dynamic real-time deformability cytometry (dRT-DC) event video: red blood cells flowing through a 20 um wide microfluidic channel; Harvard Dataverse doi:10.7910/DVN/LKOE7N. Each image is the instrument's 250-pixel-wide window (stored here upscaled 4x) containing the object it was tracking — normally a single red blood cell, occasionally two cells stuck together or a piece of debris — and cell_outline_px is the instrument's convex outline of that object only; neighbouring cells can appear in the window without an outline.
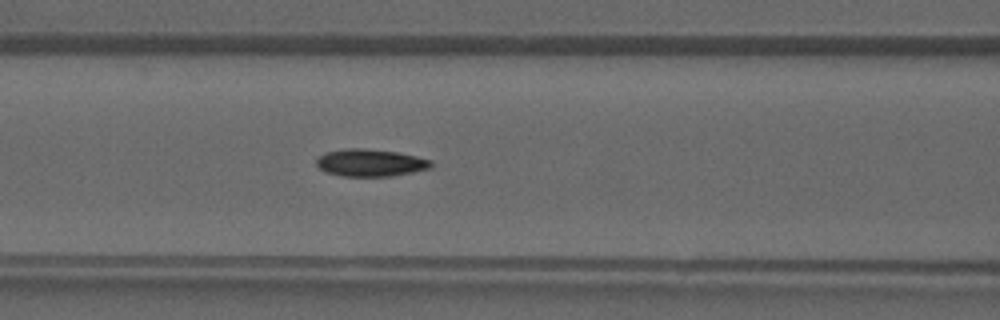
{"species": "common noctule bat (a hibernating species)", "species_latin": "Nyctalus noctula", "temperature_condition": "warm", "stored_images_in_passage": 43, "camera_frame_rate_fps": 3000, "um_per_image_px": 0.085, "animal": {"sex": "male", "forearm_length_mm": 52.5}, "frame": {"image": 1, "passage_image": 18, "time_ms": 5.667, "image_size_px": [1000, 320], "cell_outline_px": [[432, 168], [392, 176], [340, 176], [324, 172], [316, 164], [316, 160], [324, 152], [344, 148], [364, 148], [396, 152], [416, 156], [432, 160]], "centroid_in_image_um": [31.46, 13.83], "position_along_channel_um": 135.1, "area_um2": 18.38}}
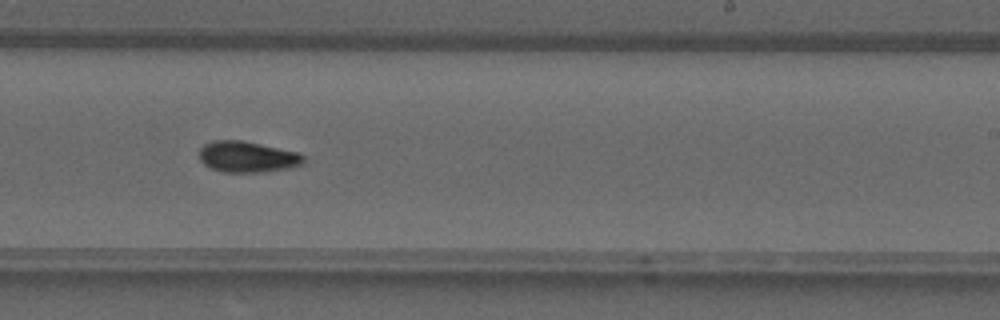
{"frame": {"image": 2, "passage_image": 26, "time_ms": 8.333, "image_size_px": [1000, 320], "cell_outline_px": [[304, 164], [288, 168], [264, 172], [224, 172], [212, 168], [204, 164], [200, 160], [200, 148], [204, 144], [212, 140], [244, 140], [300, 152], [304, 156]], "centroid_in_image_um": [21.05, 13.32], "position_along_channel_um": 267.9, "area_um2": 19.07}}
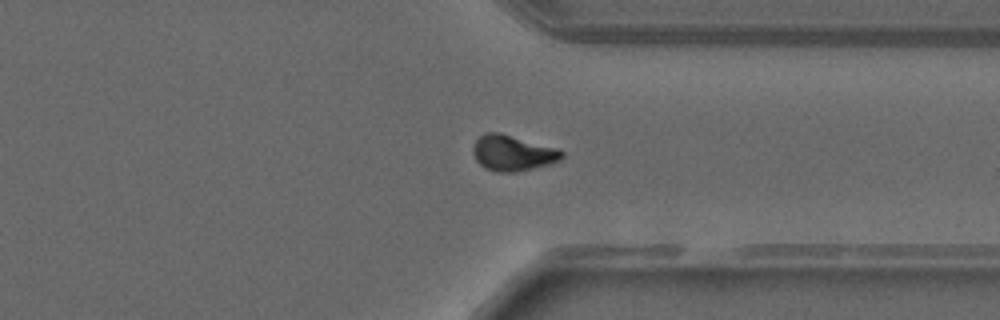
{"frame": {"image": 3, "passage_image": 32, "time_ms": 10.333, "image_size_px": [1000, 320], "cell_outline_px": [[564, 156], [560, 160], [548, 164], [512, 172], [496, 172], [484, 168], [476, 160], [472, 152], [472, 148], [476, 140], [484, 132], [500, 132], [560, 148], [564, 152]], "centroid_in_image_um": [43.58, 12.98], "position_along_channel_um": 367.8, "area_um2": 18.61}}